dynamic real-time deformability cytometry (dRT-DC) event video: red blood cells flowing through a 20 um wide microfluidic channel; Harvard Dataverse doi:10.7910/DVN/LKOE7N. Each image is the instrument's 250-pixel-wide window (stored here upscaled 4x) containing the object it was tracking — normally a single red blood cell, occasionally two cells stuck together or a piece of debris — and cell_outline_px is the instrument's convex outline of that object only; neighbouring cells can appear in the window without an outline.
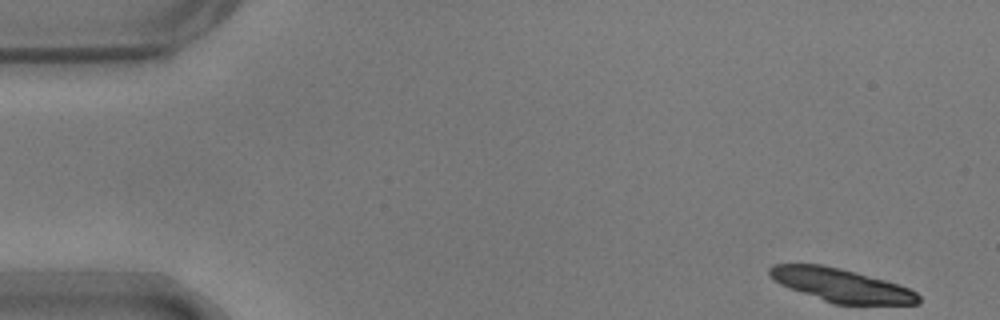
{"species": "common noctule bat (a hibernating species)", "species_latin": "Nyctalus noctula", "temperature_condition": "warm", "stored_images_in_passage": 54, "camera_frame_rate_fps": 3000, "um_per_image_px": 0.085, "animal": {"sex": "male", "body_mass_g": 17.9}, "frame": {"image": 1, "passage_image": 1, "time_ms": 0.0, "image_size_px": [1000, 320], "cell_outline_px": [[920, 304], [832, 304], [780, 284], [768, 276], [768, 268], [772, 264], [820, 264], [840, 268], [856, 272], [884, 280], [908, 288], [916, 292], [920, 296]], "centroid_in_image_um": [71.47, 24.24], "position_along_channel_um": 13.5, "area_um2": 28.78}}
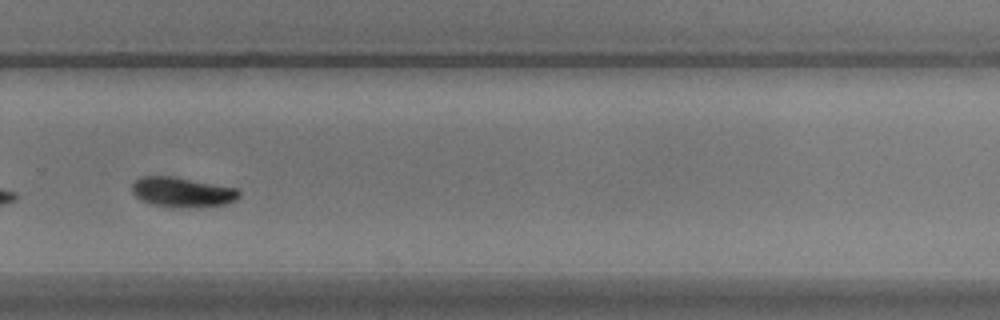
{"frame": {"image": 2, "passage_image": 36, "time_ms": 11.667, "image_size_px": [1000, 320], "cell_outline_px": [[240, 196], [236, 200], [224, 204], [148, 204], [136, 196], [132, 192], [132, 184], [140, 176], [172, 176], [236, 188], [240, 192]], "centroid_in_image_um": [15.45, 16.26], "position_along_channel_um": 314.4, "area_um2": 17.46}}
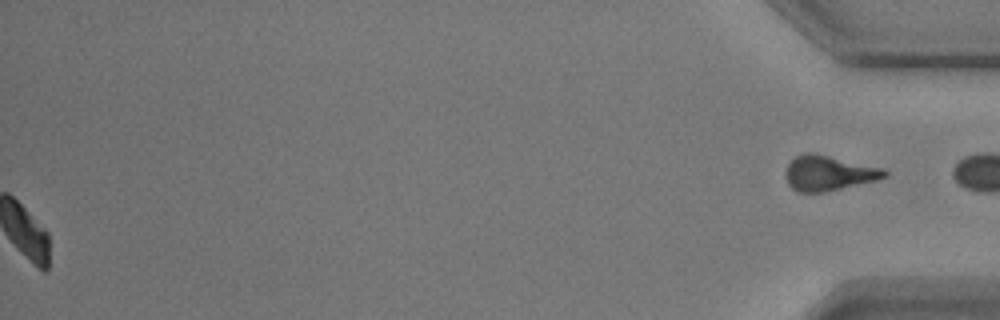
{"frame": {"image": 3, "passage_image": 54, "time_ms": 17.667, "image_size_px": [1000, 320], "cell_outline_px": [[888, 176], [876, 180], [824, 192], [800, 192], [792, 188], [788, 184], [784, 176], [784, 172], [788, 164], [796, 156], [804, 152], [812, 152], [884, 168], [888, 172]], "centroid_in_image_um": [70.41, 14.7], "position_along_channel_um": 364.8, "area_um2": 20.23}, "authors_computed_cell_mechanics": {"area_um2": 19.4786, "velocity_mm_per_s": 3.6629, "shape_relaxation_time_tau1_ms": 1.5006, "shape_relaxation_time_tau2_ms": null, "deformation_change_tau1": 0.1058, "deformation_change_tau2": null}}